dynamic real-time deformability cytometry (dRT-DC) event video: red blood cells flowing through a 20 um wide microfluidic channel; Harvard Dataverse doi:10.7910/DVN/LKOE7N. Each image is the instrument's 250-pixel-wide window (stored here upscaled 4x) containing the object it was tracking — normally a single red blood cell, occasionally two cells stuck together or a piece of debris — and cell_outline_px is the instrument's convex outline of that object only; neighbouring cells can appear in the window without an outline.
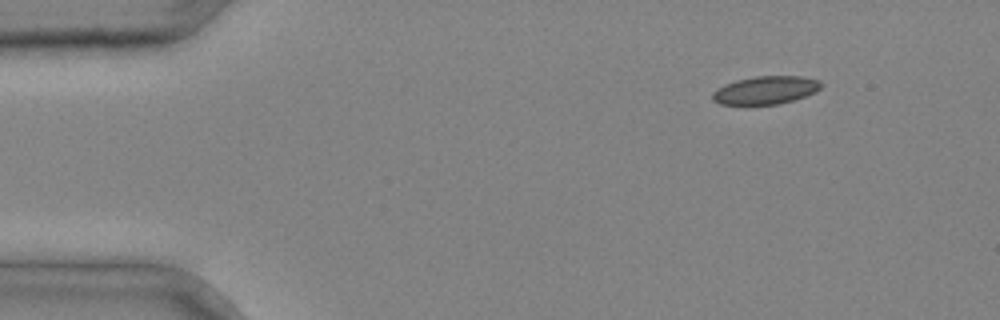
{"species": "common noctule bat (a hibernating species)", "species_latin": "Nyctalus noctula", "temperature_condition": "cold", "stored_images_in_passage": 3, "camera_frame_rate_fps": 3000, "um_per_image_px": 0.085, "animal": {"sex": "male", "body_mass_g": 20.4}, "frame": {"image": 1, "passage_image": 1, "time_ms": 0.0, "image_size_px": [1000, 320], "cell_outline_px": [[824, 84], [816, 92], [792, 100], [776, 104], [720, 104], [712, 100], [712, 92], [716, 88], [724, 84], [736, 80], [756, 76], [804, 76], [820, 80]], "centroid_in_image_um": [65.08, 7.64], "position_along_channel_um": 19.9, "area_um2": 17.8}}
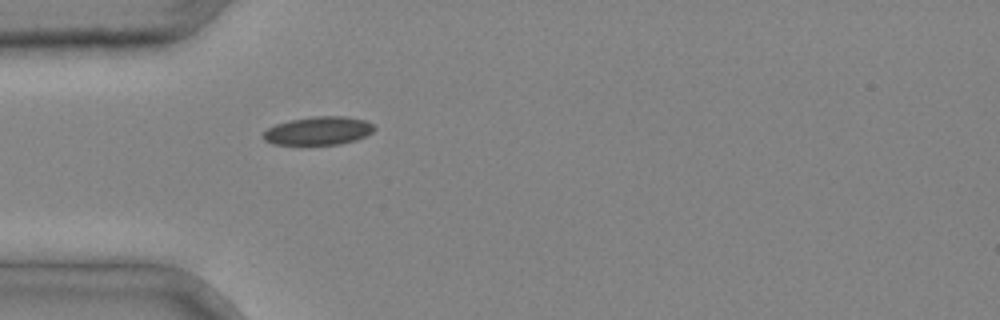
{"frame": {"image": 2, "passage_image": 3, "time_ms": 0.667, "image_size_px": [1000, 320], "cell_outline_px": [[376, 128], [372, 132], [356, 140], [340, 144], [272, 144], [264, 140], [260, 136], [268, 128], [276, 124], [288, 120], [316, 116], [344, 116], [364, 120], [372, 124]], "centroid_in_image_um": [27.03, 11.11], "position_along_channel_um": 58.0, "area_um2": 18.26}}